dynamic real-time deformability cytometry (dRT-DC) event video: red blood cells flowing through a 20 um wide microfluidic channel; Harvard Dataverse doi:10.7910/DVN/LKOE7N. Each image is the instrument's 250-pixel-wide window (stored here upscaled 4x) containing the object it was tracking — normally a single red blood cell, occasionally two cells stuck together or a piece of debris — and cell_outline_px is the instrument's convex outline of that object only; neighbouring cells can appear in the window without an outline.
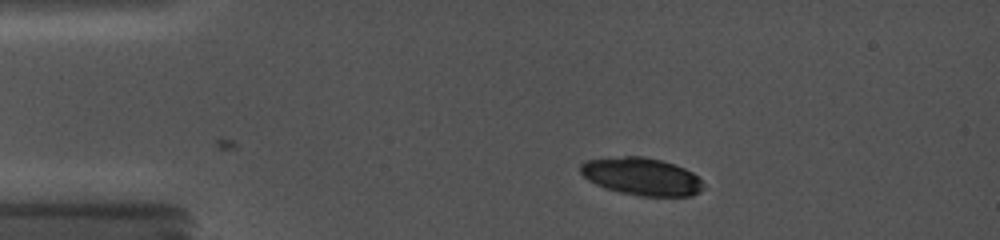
{"species": "common noctule bat (a hibernating species)", "species_latin": "Nyctalus noctula", "temperature_condition": "cold", "stored_images_in_passage": 3, "camera_frame_rate_fps": 5000, "um_per_image_px": 0.085, "animal": {"sex": "female", "body_mass_g": 19.0, "forearm_length_mm": 56.7}, "frame": {"image": 1, "passage_image": 3, "time_ms": 1.4, "image_size_px": [1000, 240], "cell_outline_px": [[704, 188], [700, 192], [692, 196], [640, 196], [620, 192], [604, 188], [588, 180], [580, 172], [580, 164], [588, 160], [624, 156], [644, 156], [676, 164], [692, 172], [700, 180]], "centroid_in_image_um": [54.54, 15.0], "position_along_channel_um": 30.5, "area_um2": 26.88}}